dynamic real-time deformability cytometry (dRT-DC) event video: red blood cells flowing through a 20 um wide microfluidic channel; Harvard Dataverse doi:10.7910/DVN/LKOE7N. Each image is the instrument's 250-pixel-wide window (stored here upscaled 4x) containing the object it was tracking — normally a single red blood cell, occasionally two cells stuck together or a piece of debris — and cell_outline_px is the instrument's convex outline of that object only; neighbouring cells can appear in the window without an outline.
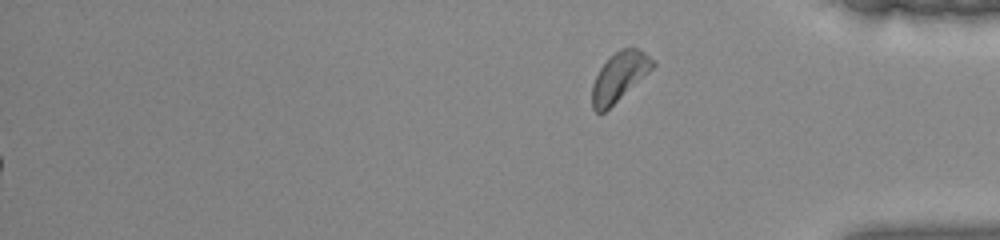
{"species": "common noctule bat (a hibernating species)", "species_latin": "Nyctalus noctula", "temperature_condition": "warm", "stored_images_in_passage": 41, "segment_of_instrument_passage": [2, 2], "camera_frame_rate_fps": 3000, "um_per_image_px": 0.085, "animal": {"sex": "female", "body_mass_g": 22.0, "forearm_length_mm": 56.7}, "frame": {"image": 1, "passage_image": 41, "time_ms": 13.333, "image_size_px": [1000, 240], "cell_outline_px": [[656, 64], [644, 76], [604, 112], [596, 112], [592, 108], [592, 84], [600, 68], [620, 48], [640, 48], [656, 60]], "centroid_in_image_um": [52.66, 6.49], "position_along_channel_um": 382.5, "area_um2": 16.94}}